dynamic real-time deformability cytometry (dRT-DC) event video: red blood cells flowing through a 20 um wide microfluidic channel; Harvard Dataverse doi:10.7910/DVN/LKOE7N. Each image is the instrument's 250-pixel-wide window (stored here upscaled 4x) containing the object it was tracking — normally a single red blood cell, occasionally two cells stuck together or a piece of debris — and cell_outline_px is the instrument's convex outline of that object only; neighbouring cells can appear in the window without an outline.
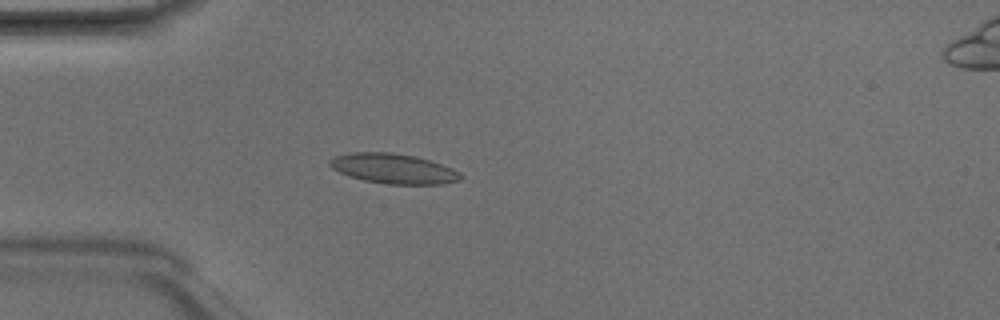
{"species": "Egyptian fruit bat (a non-hibernating species)", "species_latin": "Rousettus aegyptiacus", "temperature_condition": "room temperature", "stored_images_in_passage": 6, "camera_frame_rate_fps": 3000, "um_per_image_px": 0.085, "animal": {"sex": "male"}, "frame": {"image": 1, "passage_image": 4, "time_ms": 1.0, "image_size_px": [1000, 320], "cell_outline_px": [[464, 176], [460, 180], [444, 184], [388, 184], [364, 180], [348, 176], [332, 168], [328, 164], [328, 160], [336, 156], [352, 152], [392, 152], [416, 156], [452, 168], [460, 172]], "centroid_in_image_um": [33.45, 14.33], "position_along_channel_um": 51.6, "area_um2": 22.89}}